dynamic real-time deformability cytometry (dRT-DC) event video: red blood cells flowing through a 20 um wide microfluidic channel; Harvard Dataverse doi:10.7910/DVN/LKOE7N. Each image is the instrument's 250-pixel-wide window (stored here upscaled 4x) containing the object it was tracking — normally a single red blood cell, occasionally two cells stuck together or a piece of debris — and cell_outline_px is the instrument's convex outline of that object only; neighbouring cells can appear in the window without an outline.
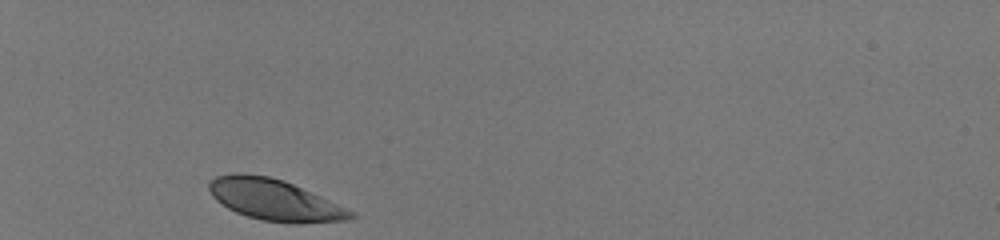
{"species": "human", "species_latin": "Homo sapiens", "temperature_condition": "room temperature", "stored_images_in_passage": 30, "camera_frame_rate_fps": 3000, "um_per_image_px": 0.085, "donor": {"sex": "male"}, "frame": {"image": 1, "passage_image": 1, "time_ms": 0.0, "image_size_px": [1000, 240], "cell_outline_px": [[356, 216], [348, 220], [300, 224], [260, 220], [236, 212], [228, 208], [216, 200], [212, 196], [208, 188], [208, 180], [216, 176], [232, 172], [240, 172], [268, 176], [284, 180], [356, 212]], "centroid_in_image_um": [23.31, 16.98], "position_along_channel_um": 61.7, "area_um2": 34.22}}
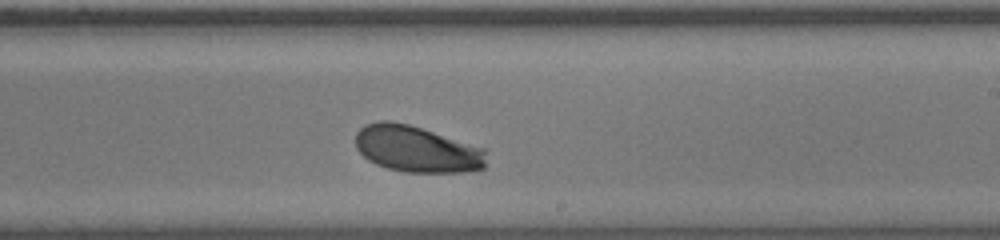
{"frame": {"image": 2, "passage_image": 18, "time_ms": 5.667, "image_size_px": [1000, 240], "cell_outline_px": [[488, 148], [484, 168], [468, 172], [404, 172], [388, 168], [376, 164], [368, 160], [356, 148], [356, 132], [364, 124], [380, 120], [388, 120], [408, 124]], "centroid_in_image_um": [35.46, 12.66], "position_along_channel_um": 253.5, "area_um2": 35.84}}
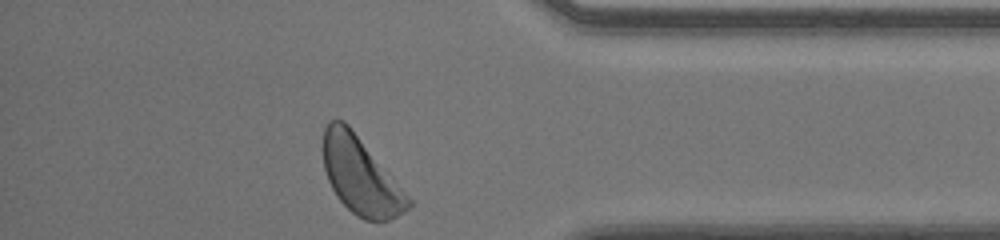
{"frame": {"image": 3, "passage_image": 30, "time_ms": 9.667, "image_size_px": [1000, 240], "cell_outline_px": [[412, 204], [404, 212], [388, 220], [364, 220], [356, 216], [336, 196], [328, 180], [324, 168], [324, 128], [328, 120], [344, 120], [348, 124], [412, 200]], "centroid_in_image_um": [30.64, 14.95], "position_along_channel_um": 404.6, "area_um2": 37.51}, "authors_computed_cell_mechanics": {"area_um2": 35.4603, "velocity_mm_per_s": 4.007, "shape_relaxation_time_tau1_ms": 1.5725, "shape_relaxation_time_tau2_ms": null, "deformation_change_tau1": 0.1226, "deformation_change_tau2": null}}